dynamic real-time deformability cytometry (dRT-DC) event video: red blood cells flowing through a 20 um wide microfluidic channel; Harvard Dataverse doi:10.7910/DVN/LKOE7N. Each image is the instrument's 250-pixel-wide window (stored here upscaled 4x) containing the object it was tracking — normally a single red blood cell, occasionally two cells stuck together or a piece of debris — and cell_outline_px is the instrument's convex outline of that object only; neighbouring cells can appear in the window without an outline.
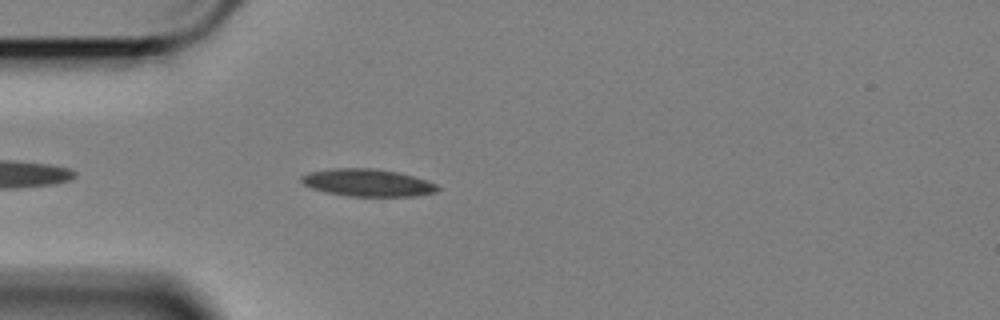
{"species": "Egyptian fruit bat (a non-hibernating species)", "species_latin": "Rousettus aegyptiacus", "temperature_condition": "cold", "stored_images_in_passage": 19, "camera_frame_rate_fps": 3000, "um_per_image_px": 0.085, "animal": {"sex": "female"}, "frame": {"image": 1, "passage_image": 4, "time_ms": 1.0, "image_size_px": [1000, 320], "cell_outline_px": [[440, 188], [436, 192], [416, 196], [348, 196], [324, 192], [312, 188], [304, 184], [300, 180], [300, 176], [308, 172], [332, 168], [372, 168], [396, 172], [428, 180], [436, 184]], "centroid_in_image_um": [31.22, 15.53], "position_along_channel_um": 53.8, "area_um2": 21.79}}
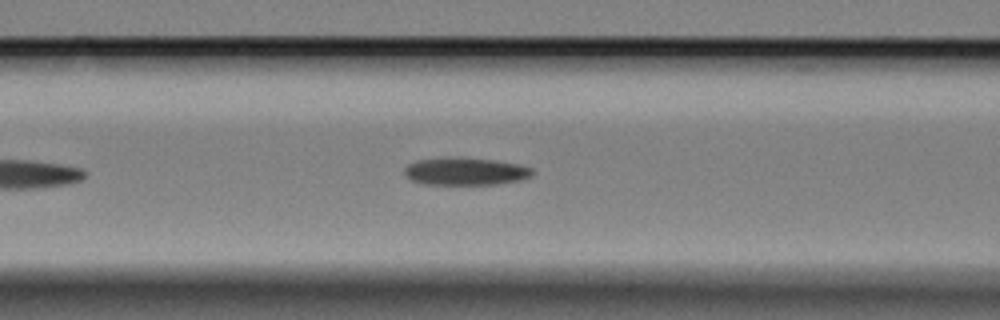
{"frame": {"image": 2, "passage_image": 11, "time_ms": 3.333, "image_size_px": [1000, 320], "cell_outline_px": [[536, 172], [532, 176], [524, 180], [496, 184], [420, 184], [404, 176], [404, 168], [408, 164], [416, 160], [492, 160], [520, 164], [532, 168]], "centroid_in_image_um": [39.63, 14.62], "position_along_channel_um": 127.0, "area_um2": 19.88}}
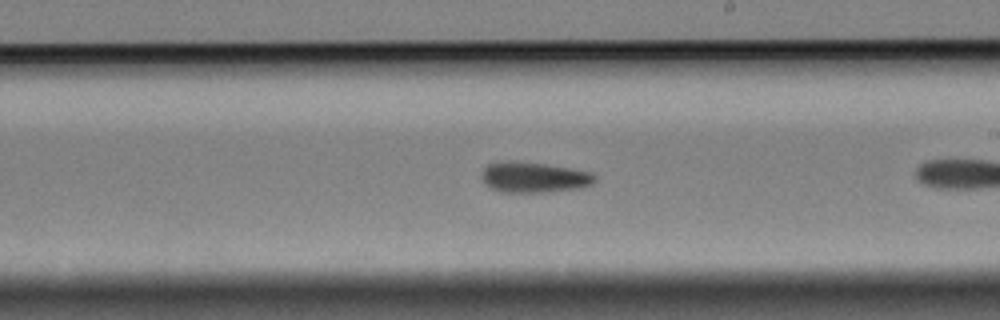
{"frame": {"image": 3, "passage_image": 18, "time_ms": 5.667, "image_size_px": [1000, 320], "cell_outline_px": [[596, 180], [592, 184], [584, 188], [544, 192], [500, 192], [488, 188], [484, 180], [484, 168], [488, 164], [508, 160], [516, 160], [544, 164], [592, 172], [596, 176]], "centroid_in_image_um": [45.42, 15.07], "position_along_channel_um": 243.6, "area_um2": 20.23}}